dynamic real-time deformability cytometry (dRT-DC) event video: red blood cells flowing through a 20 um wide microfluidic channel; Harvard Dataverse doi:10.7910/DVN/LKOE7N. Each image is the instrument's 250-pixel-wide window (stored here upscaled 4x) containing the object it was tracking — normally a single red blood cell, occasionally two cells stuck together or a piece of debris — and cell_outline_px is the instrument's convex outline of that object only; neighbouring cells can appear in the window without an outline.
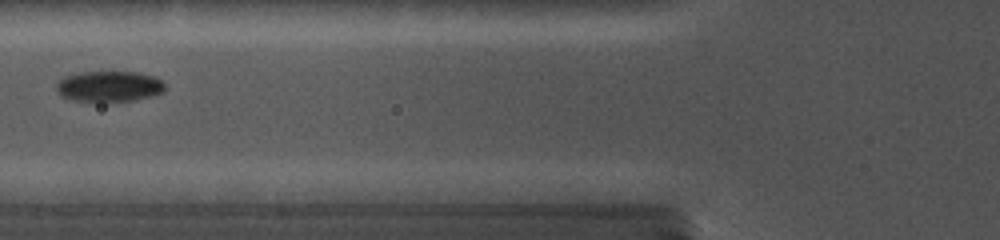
{"species": "common noctule bat (a hibernating species)", "species_latin": "Nyctalus noctula", "temperature_condition": "cold", "stored_images_in_passage": 7, "camera_frame_rate_fps": 5000, "um_per_image_px": 0.085, "animal": {"sex": "female", "body_mass_g": 19.0, "forearm_length_mm": 56.7}, "frame": {"image": 1, "passage_image": 4, "time_ms": 3.6, "image_size_px": [1000, 240], "cell_outline_px": [[164, 88], [160, 92], [148, 96], [132, 100], [76, 100], [64, 96], [56, 88], [56, 84], [64, 76], [76, 72], [136, 72], [152, 76], [160, 80], [164, 84]], "centroid_in_image_um": [9.24, 7.3], "position_along_channel_um": 116.6, "area_um2": 18.67}}